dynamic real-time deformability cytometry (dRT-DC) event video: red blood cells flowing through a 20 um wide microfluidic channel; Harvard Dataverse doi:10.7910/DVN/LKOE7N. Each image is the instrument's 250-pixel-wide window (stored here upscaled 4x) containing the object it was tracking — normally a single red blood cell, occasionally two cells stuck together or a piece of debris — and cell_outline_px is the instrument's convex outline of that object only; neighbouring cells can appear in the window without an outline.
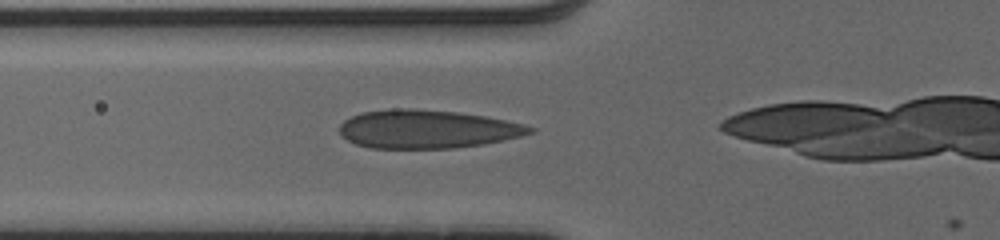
{"species": "human", "species_latin": "Homo sapiens", "temperature_condition": "cold", "stored_images_in_passage": 35, "camera_frame_rate_fps": 3000, "um_per_image_px": 0.085, "donor": {"sex": "male"}, "frame": {"image": 1, "passage_image": 12, "time_ms": 3.667, "image_size_px": [1000, 240], "cell_outline_px": [[536, 132], [504, 140], [484, 144], [452, 148], [368, 148], [356, 144], [340, 136], [340, 124], [344, 120], [360, 112], [392, 108], [416, 108], [456, 112], [484, 116], [524, 124], [536, 128]], "centroid_in_image_um": [36.29, 10.97], "position_along_channel_um": 89.5, "area_um2": 42.83}}
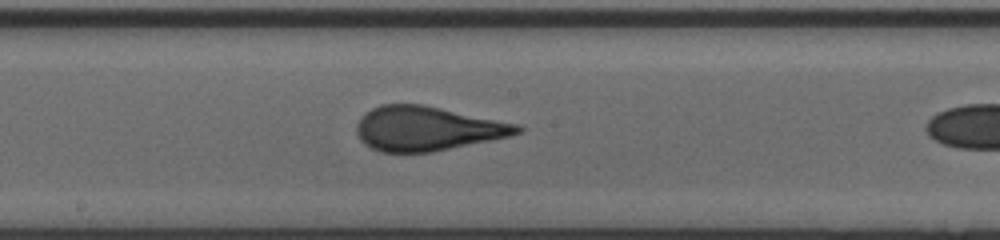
{"frame": {"image": 2, "passage_image": 21, "time_ms": 6.667, "image_size_px": [1000, 240], "cell_outline_px": [[524, 128], [520, 132], [512, 136], [432, 152], [380, 152], [364, 144], [360, 140], [356, 132], [356, 124], [360, 116], [364, 112], [380, 104], [424, 104], [520, 124]], "centroid_in_image_um": [36.31, 10.92], "position_along_channel_um": 211.9, "area_um2": 41.96}}
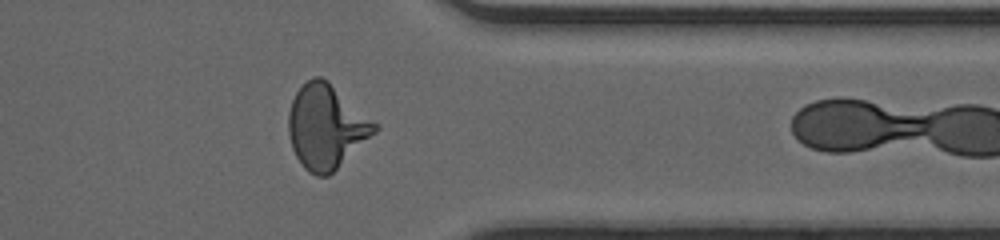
{"frame": {"image": 3, "passage_image": 34, "time_ms": 11.0, "image_size_px": [1000, 240], "cell_outline_px": [[380, 128], [376, 132], [328, 176], [316, 176], [308, 172], [304, 168], [296, 156], [292, 148], [288, 132], [288, 112], [292, 100], [296, 92], [312, 76], [320, 76], [328, 80], [380, 124]], "centroid_in_image_um": [27.75, 10.75], "position_along_channel_um": 383.7, "area_um2": 42.43}}